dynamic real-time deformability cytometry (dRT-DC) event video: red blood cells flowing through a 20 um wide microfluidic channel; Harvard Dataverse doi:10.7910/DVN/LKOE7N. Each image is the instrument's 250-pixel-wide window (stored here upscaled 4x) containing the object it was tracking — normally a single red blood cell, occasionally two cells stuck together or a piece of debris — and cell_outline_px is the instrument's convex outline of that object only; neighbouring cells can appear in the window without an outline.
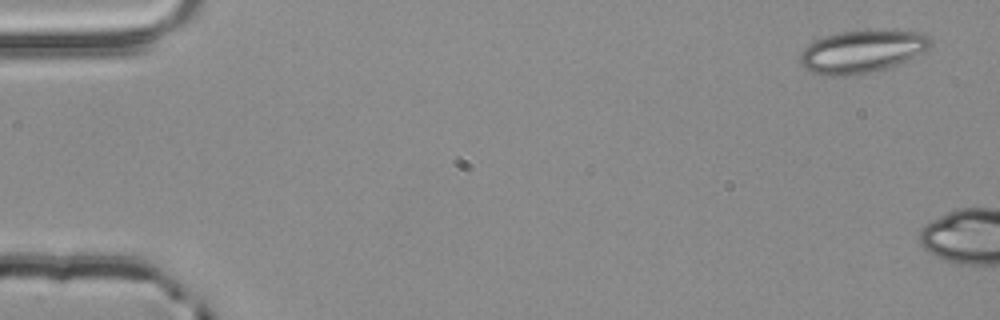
{"species": "common noctule bat (a hibernating species)", "species_latin": "Nyctalus noctula", "temperature_condition": "room temperature", "stored_images_in_passage": 10, "camera_frame_rate_fps": 3000, "um_per_image_px": 0.085, "animal": {"sex": "male", "body_mass_g": 20.4}, "frame": {"image": 1, "passage_image": 1, "time_ms": 0.0, "image_size_px": [1000, 320], "cell_outline_px": [[932, 40], [928, 48], [904, 64], [888, 68], [848, 76], [820, 76], [804, 68], [800, 64], [800, 52], [808, 44], [824, 36], [840, 32], [868, 28], [924, 32]], "centroid_in_image_um": [73.29, 4.36], "position_along_channel_um": 11.7, "area_um2": 33.41}}